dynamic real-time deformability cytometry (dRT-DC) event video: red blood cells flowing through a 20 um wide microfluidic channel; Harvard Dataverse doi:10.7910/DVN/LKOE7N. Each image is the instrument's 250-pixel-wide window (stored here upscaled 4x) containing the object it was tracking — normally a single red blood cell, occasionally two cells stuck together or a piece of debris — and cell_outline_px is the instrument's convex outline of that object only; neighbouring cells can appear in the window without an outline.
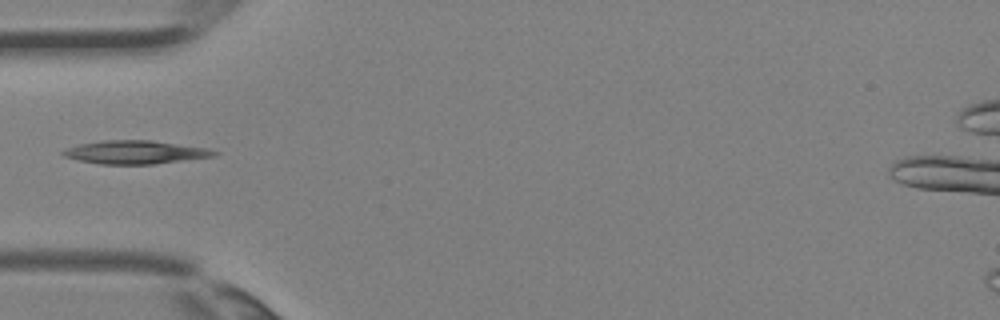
{"species": "Egyptian fruit bat (a non-hibernating species)", "species_latin": "Rousettus aegyptiacus", "temperature_condition": "room temperature", "stored_images_in_passage": 2, "camera_frame_rate_fps": 3000, "um_per_image_px": 0.085, "animal": {"sex": "female"}, "frame": {"image": 1, "passage_image": 2, "time_ms": 0.333, "image_size_px": [1000, 320], "cell_outline_px": [[220, 152], [216, 156], [152, 164], [100, 164], [80, 160], [64, 156], [60, 152], [64, 148], [80, 144], [100, 140], [152, 140], [208, 148]], "centroid_in_image_um": [11.5, 12.93], "position_along_channel_um": 73.5, "area_um2": 20.58}}